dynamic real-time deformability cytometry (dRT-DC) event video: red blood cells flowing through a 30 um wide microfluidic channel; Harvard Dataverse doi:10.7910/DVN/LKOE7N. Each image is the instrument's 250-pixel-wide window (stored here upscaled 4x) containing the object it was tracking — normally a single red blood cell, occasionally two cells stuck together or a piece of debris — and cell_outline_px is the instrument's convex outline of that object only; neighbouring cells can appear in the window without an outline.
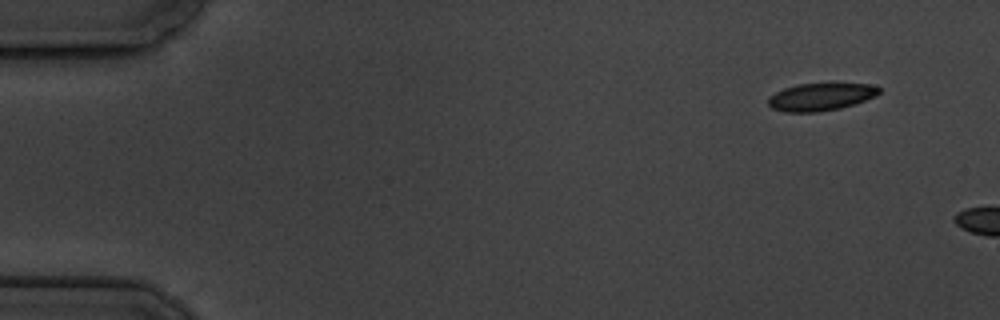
{"species": "common noctule bat (a hibernating species)", "species_latin": "Nyctalus noctula", "temperature_condition": "cold", "stored_images_in_passage": 3, "camera_frame_rate_fps": 3000, "um_per_image_px": 0.085, "animal": {"sex": "male", "body_mass_g": 19.5, "forearm_length_mm": 54.6}, "frame": {"image": 1, "passage_image": 1, "time_ms": 0.0, "image_size_px": [1000, 320], "cell_outline_px": [[880, 92], [876, 96], [840, 108], [816, 112], [784, 112], [772, 108], [768, 104], [768, 96], [784, 88], [800, 84], [832, 80], [868, 84], [880, 88]], "centroid_in_image_um": [69.78, 8.17], "position_along_channel_um": 15.2, "area_um2": 18.5}}